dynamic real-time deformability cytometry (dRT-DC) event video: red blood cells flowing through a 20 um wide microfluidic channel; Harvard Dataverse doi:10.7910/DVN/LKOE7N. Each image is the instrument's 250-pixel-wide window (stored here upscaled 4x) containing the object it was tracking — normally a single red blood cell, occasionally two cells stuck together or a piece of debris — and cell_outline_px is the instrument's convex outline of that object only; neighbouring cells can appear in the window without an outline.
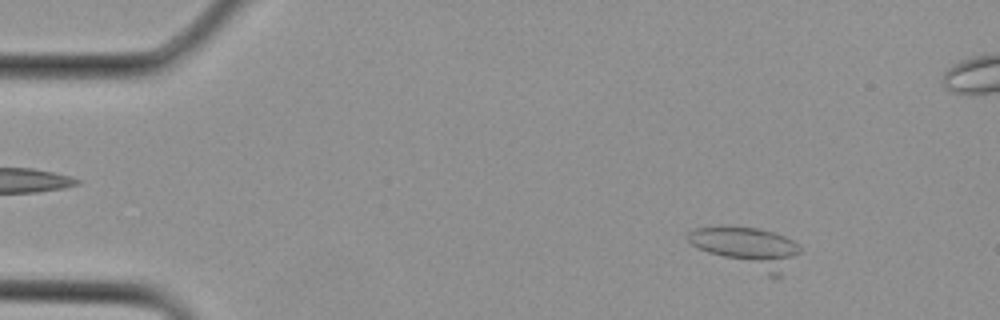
{"species": "Egyptian fruit bat (a non-hibernating species)", "species_latin": "Rousettus aegyptiacus", "temperature_condition": "cold", "stored_images_in_passage": 2, "camera_frame_rate_fps": 3000, "um_per_image_px": 0.085, "animal": {"sex": "female"}, "frame": {"image": 1, "passage_image": 2, "time_ms": 0.333, "image_size_px": [1000, 320], "cell_outline_px": [[800, 252], [780, 276], [768, 276], [708, 252], [692, 244], [688, 240], [688, 232], [696, 228], [760, 228], [784, 236], [792, 240], [800, 248]], "centroid_in_image_um": [63.59, 21.06], "position_along_channel_um": 21.4, "area_um2": 25.37}}